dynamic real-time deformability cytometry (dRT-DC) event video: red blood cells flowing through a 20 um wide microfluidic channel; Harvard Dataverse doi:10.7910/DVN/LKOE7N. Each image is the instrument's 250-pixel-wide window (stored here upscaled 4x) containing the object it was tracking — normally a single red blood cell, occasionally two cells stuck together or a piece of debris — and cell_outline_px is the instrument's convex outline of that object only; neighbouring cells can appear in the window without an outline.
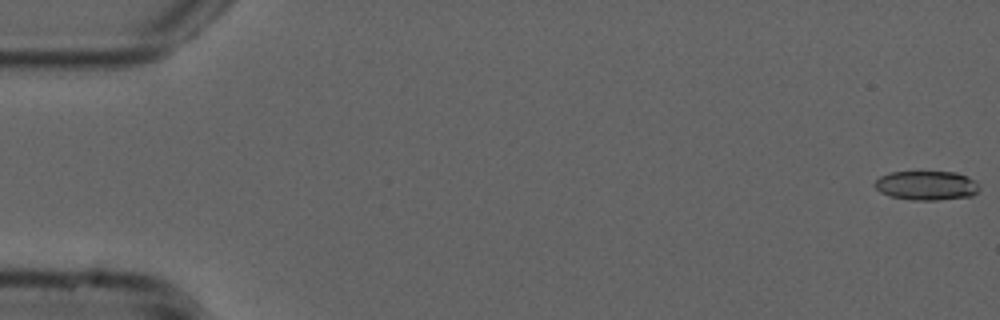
{"species": "common noctule bat (a hibernating species)", "species_latin": "Nyctalus noctula", "temperature_condition": "cold", "stored_images_in_passage": 55, "camera_frame_rate_fps": 3000, "um_per_image_px": 0.085, "animal": {"sex": "male", "forearm_length_mm": 52.5}, "frame": {"image": 1, "passage_image": 1, "time_ms": 0.0, "image_size_px": [1000, 320], "cell_outline_px": [[980, 188], [972, 196], [940, 200], [912, 200], [892, 196], [880, 192], [872, 184], [880, 176], [888, 172], [956, 172], [968, 176]], "centroid_in_image_um": [78.73, 15.76], "position_along_channel_um": 6.3, "area_um2": 17.8}}
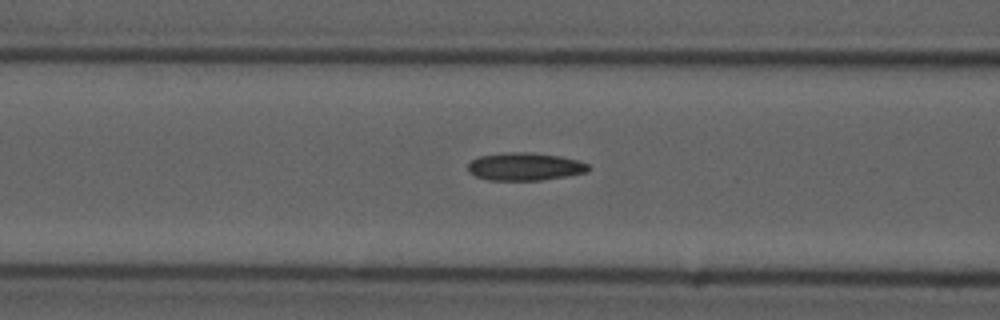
{"frame": {"image": 2, "passage_image": 22, "time_ms": 7.0, "image_size_px": [1000, 320], "cell_outline_px": [[592, 168], [588, 172], [568, 176], [540, 180], [488, 180], [476, 176], [468, 172], [468, 164], [472, 160], [480, 156], [504, 152], [528, 152], [560, 156], [580, 160], [588, 164]], "centroid_in_image_um": [44.65, 14.16], "position_along_channel_um": 121.9, "area_um2": 19.71}}
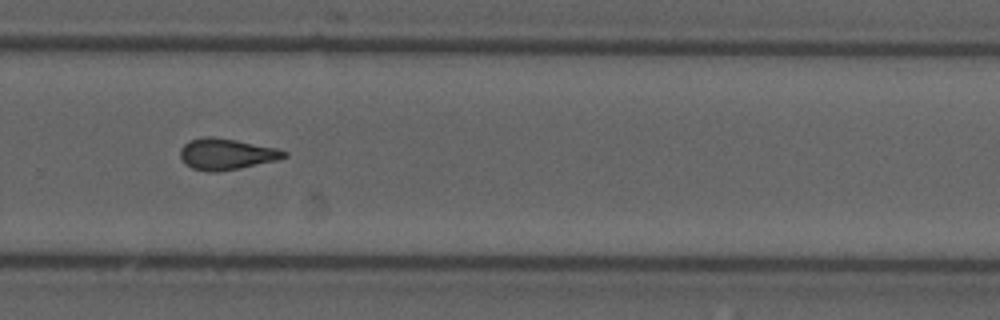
{"frame": {"image": 3, "passage_image": 37, "time_ms": 12.0, "image_size_px": [1000, 320], "cell_outline_px": [[288, 156], [276, 160], [220, 172], [208, 172], [192, 168], [184, 164], [180, 156], [180, 148], [188, 140], [204, 136], [212, 136], [236, 140], [280, 148], [288, 152]], "centroid_in_image_um": [19.23, 13.09], "position_along_channel_um": 310.6, "area_um2": 19.13}, "authors_computed_cell_mechanics": {"area_um2": 18.6694, "velocity_mm_per_s": 3.7868, "shape_relaxation_time_tau1_ms": null, "shape_relaxation_time_tau2_ms": 3.1057, "deformation_change_tau1": null, "deformation_change_tau2": 0.1214}}